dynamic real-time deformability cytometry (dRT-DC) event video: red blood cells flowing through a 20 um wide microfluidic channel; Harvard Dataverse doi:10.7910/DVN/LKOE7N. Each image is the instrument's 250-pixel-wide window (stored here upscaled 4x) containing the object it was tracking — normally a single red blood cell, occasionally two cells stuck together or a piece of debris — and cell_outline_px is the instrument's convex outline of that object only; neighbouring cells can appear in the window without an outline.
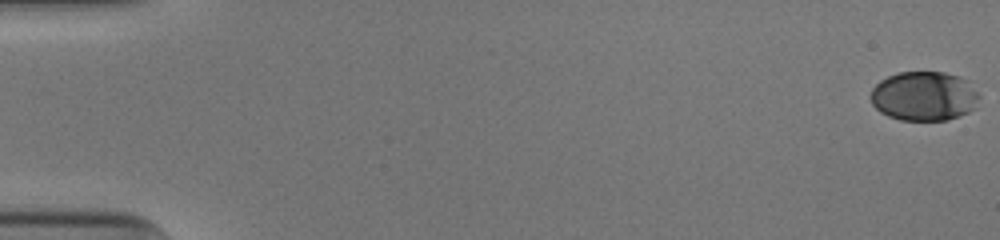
{"species": "human", "species_latin": "Homo sapiens", "temperature_condition": "cold", "stored_images_in_passage": 53, "camera_frame_rate_fps": 3000, "um_per_image_px": 0.085, "donor": {"sex": "male"}, "frame": {"image": 1, "passage_image": 1, "time_ms": 0.0, "image_size_px": [1000, 240], "cell_outline_px": [[980, 96], [976, 108], [960, 116], [948, 120], [900, 120], [888, 116], [880, 112], [872, 104], [868, 96], [872, 88], [880, 80], [896, 72], [944, 72], [960, 76], [968, 80]], "centroid_in_image_um": [78.54, 8.17], "position_along_channel_um": 6.5, "area_um2": 31.73}}
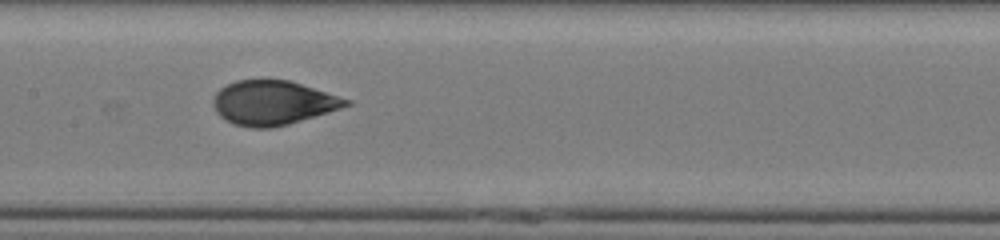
{"frame": {"image": 2, "passage_image": 28, "time_ms": 9.0, "image_size_px": [1000, 240], "cell_outline_px": [[352, 104], [328, 112], [288, 124], [272, 128], [252, 128], [236, 124], [224, 120], [216, 112], [212, 104], [212, 100], [216, 92], [220, 88], [236, 80], [288, 80], [352, 100]], "centroid_in_image_um": [23.17, 8.74], "position_along_channel_um": 184.2, "area_um2": 34.1}}
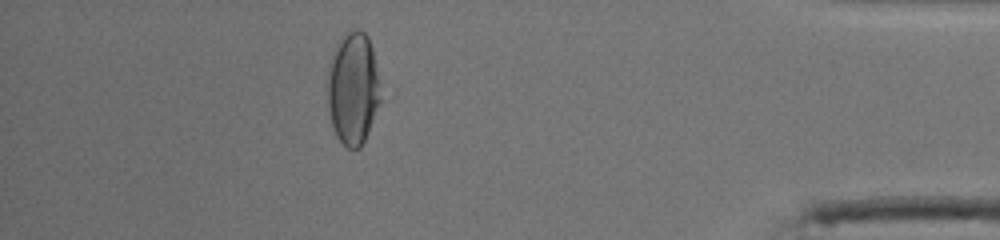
{"frame": {"image": 3, "passage_image": 48, "time_ms": 15.667, "image_size_px": [1000, 240], "cell_outline_px": [[380, 104], [368, 132], [360, 148], [348, 148], [336, 136], [332, 124], [328, 108], [328, 60], [336, 40], [348, 28], [356, 28], [364, 32], [368, 36], [372, 48], [380, 84]], "centroid_in_image_um": [29.99, 7.43], "position_along_channel_um": 405.2, "area_um2": 35.37}, "authors_computed_cell_mechanics": {"area_um2": 34.5066, "velocity_mm_per_s": 3.9474, "shape_relaxation_time_tau1_ms": 4.9739, "shape_relaxation_time_tau2_ms": 0.6257, "deformation_change_tau1": 0.1888, "deformation_change_tau2": 0.0468}}